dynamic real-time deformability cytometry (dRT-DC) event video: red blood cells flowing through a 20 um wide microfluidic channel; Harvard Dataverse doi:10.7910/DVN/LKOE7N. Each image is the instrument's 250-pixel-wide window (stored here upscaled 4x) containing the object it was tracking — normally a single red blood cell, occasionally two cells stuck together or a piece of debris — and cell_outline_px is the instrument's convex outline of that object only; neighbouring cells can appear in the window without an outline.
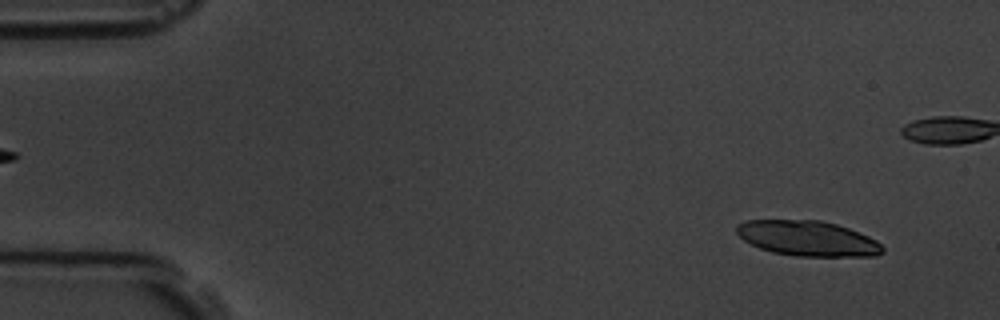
{"species": "common noctule bat (a hibernating species)", "species_latin": "Nyctalus noctula", "temperature_condition": "room temperature", "stored_images_in_passage": 10, "camera_frame_rate_fps": 3000, "um_per_image_px": 0.085, "animal": {"sex": "male", "body_mass_g": 19.5, "forearm_length_mm": 54.6}, "frame": {"image": 1, "passage_image": 1, "time_ms": 0.0, "image_size_px": [1000, 320], "cell_outline_px": [[884, 252], [876, 256], [796, 256], [772, 252], [760, 248], [744, 240], [736, 232], [736, 224], [744, 220], [820, 220], [836, 224], [848, 228], [868, 236], [876, 240], [884, 248]], "centroid_in_image_um": [68.64, 20.26], "position_along_channel_um": 16.4, "area_um2": 29.94}}
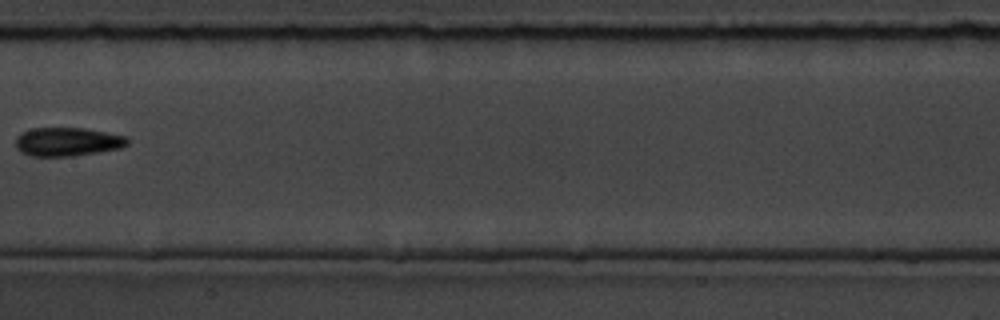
{"frame": {"image": 2, "passage_image": 9, "time_ms": 10.0, "image_size_px": [1000, 320], "cell_outline_px": [[128, 144], [120, 148], [72, 156], [32, 156], [20, 152], [16, 148], [16, 136], [20, 132], [32, 128], [84, 128], [128, 136]], "centroid_in_image_um": [5.7, 12.04], "position_along_channel_um": 201.7, "area_um2": 18.73}}
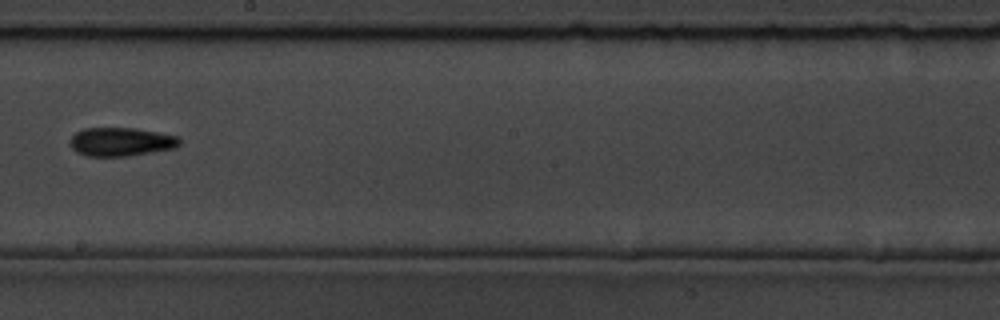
{"frame": {"image": 3, "passage_image": 10, "time_ms": 11.0, "image_size_px": [1000, 320], "cell_outline_px": [[180, 144], [176, 148], [128, 156], [88, 156], [76, 152], [68, 144], [68, 140], [76, 132], [84, 128], [132, 128], [180, 136]], "centroid_in_image_um": [10.26, 12.05], "position_along_channel_um": 237.9, "area_um2": 18.38}}